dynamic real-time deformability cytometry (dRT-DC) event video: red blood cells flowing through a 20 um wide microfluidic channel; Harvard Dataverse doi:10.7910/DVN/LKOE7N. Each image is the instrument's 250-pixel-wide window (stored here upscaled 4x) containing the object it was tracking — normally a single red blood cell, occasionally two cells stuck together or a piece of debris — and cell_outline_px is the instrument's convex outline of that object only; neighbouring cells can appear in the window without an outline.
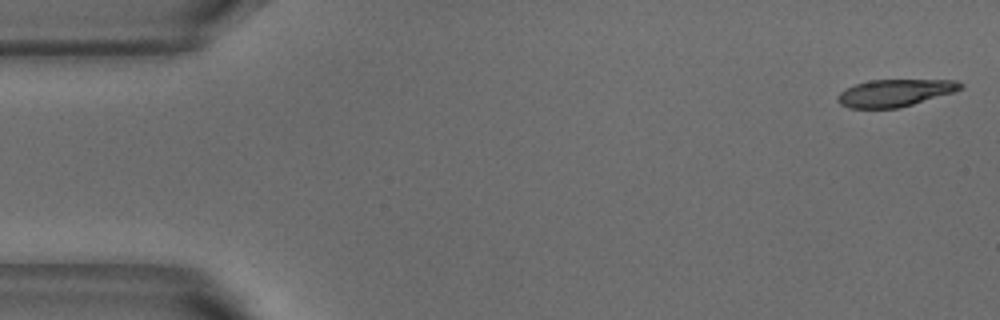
{"species": "common noctule bat (a hibernating species)", "species_latin": "Nyctalus noctula", "temperature_condition": "warm", "stored_images_in_passage": 52, "camera_frame_rate_fps": 3000, "um_per_image_px": 0.085, "animal": {"sex": "male", "body_mass_g": 18.8}, "frame": {"image": 1, "passage_image": 1, "time_ms": 0.0, "image_size_px": [1000, 320], "cell_outline_px": [[964, 88], [952, 92], [900, 108], [848, 108], [840, 104], [836, 100], [836, 96], [840, 92], [856, 84], [868, 80], [956, 80], [964, 84]], "centroid_in_image_um": [76.05, 7.89], "position_along_channel_um": 9.0, "area_um2": 19.42}}
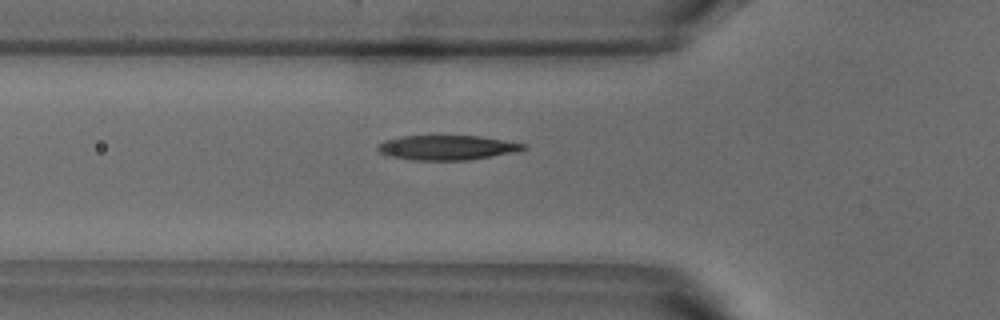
{"frame": {"image": 2, "passage_image": 17, "time_ms": 5.333, "image_size_px": [1000, 320], "cell_outline_px": [[528, 148], [516, 152], [468, 160], [412, 160], [388, 156], [380, 152], [376, 148], [376, 144], [384, 140], [404, 136], [480, 136], [528, 144]], "centroid_in_image_um": [38.0, 12.55], "position_along_channel_um": 87.8, "area_um2": 21.1}}
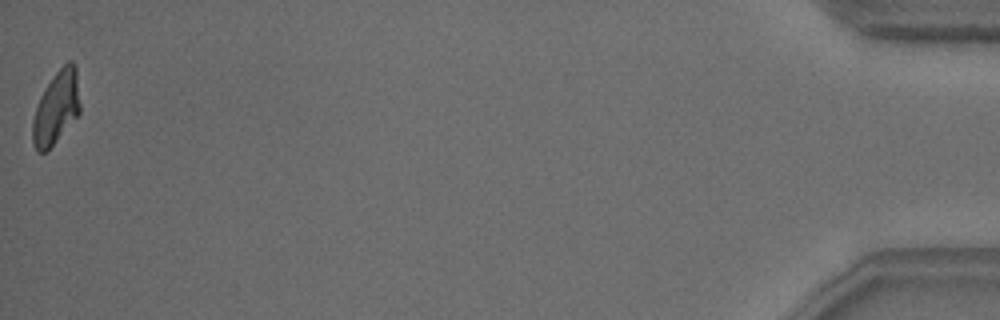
{"frame": {"image": 3, "passage_image": 52, "time_ms": 17.0, "image_size_px": [1000, 320], "cell_outline_px": [[80, 112], [56, 140], [44, 152], [36, 152], [32, 144], [32, 120], [40, 96], [44, 88], [56, 72], [68, 60], [72, 60], [76, 68], [80, 104]], "centroid_in_image_um": [4.76, 9.13], "position_along_channel_um": 430.4, "area_um2": 19.94}, "authors_computed_cell_mechanics": {"area_um2": 21.0392, "velocity_mm_per_s": 3.7933, "shape_relaxation_time_tau1_ms": 5.6166, "shape_relaxation_time_tau2_ms": 3.2337, "deformation_change_tau1": 0.2101, "deformation_change_tau2": 0.0846}}